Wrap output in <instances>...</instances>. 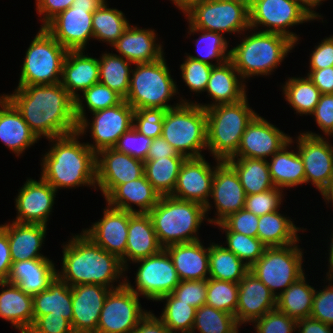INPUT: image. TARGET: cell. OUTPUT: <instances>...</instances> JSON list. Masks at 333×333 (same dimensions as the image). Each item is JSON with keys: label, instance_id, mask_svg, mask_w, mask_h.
Instances as JSON below:
<instances>
[{"label": "cell", "instance_id": "1", "mask_svg": "<svg viewBox=\"0 0 333 333\" xmlns=\"http://www.w3.org/2000/svg\"><path fill=\"white\" fill-rule=\"evenodd\" d=\"M20 112L38 139H53L77 131L75 100L61 82L18 86L4 95Z\"/></svg>", "mask_w": 333, "mask_h": 333}, {"label": "cell", "instance_id": "2", "mask_svg": "<svg viewBox=\"0 0 333 333\" xmlns=\"http://www.w3.org/2000/svg\"><path fill=\"white\" fill-rule=\"evenodd\" d=\"M62 245V270L57 271V277L70 287L100 284L114 290L125 285L122 273L126 270L121 260L96 245L83 232L75 234L67 244ZM119 277L124 278L123 281L119 280L118 285L114 286L113 283L117 282Z\"/></svg>", "mask_w": 333, "mask_h": 333}, {"label": "cell", "instance_id": "3", "mask_svg": "<svg viewBox=\"0 0 333 333\" xmlns=\"http://www.w3.org/2000/svg\"><path fill=\"white\" fill-rule=\"evenodd\" d=\"M79 136L75 131L48 139L53 146L43 156L41 178L56 191L82 185L96 190V154Z\"/></svg>", "mask_w": 333, "mask_h": 333}, {"label": "cell", "instance_id": "4", "mask_svg": "<svg viewBox=\"0 0 333 333\" xmlns=\"http://www.w3.org/2000/svg\"><path fill=\"white\" fill-rule=\"evenodd\" d=\"M159 244L165 248L172 244L199 241L198 230L207 219L205 206L170 196H160L148 212Z\"/></svg>", "mask_w": 333, "mask_h": 333}, {"label": "cell", "instance_id": "5", "mask_svg": "<svg viewBox=\"0 0 333 333\" xmlns=\"http://www.w3.org/2000/svg\"><path fill=\"white\" fill-rule=\"evenodd\" d=\"M230 49V61L243 81L253 76L270 75L295 47L287 36L255 31Z\"/></svg>", "mask_w": 333, "mask_h": 333}, {"label": "cell", "instance_id": "6", "mask_svg": "<svg viewBox=\"0 0 333 333\" xmlns=\"http://www.w3.org/2000/svg\"><path fill=\"white\" fill-rule=\"evenodd\" d=\"M247 99L206 109L207 149L215 160L227 161L237 153L247 125L257 115Z\"/></svg>", "mask_w": 333, "mask_h": 333}, {"label": "cell", "instance_id": "7", "mask_svg": "<svg viewBox=\"0 0 333 333\" xmlns=\"http://www.w3.org/2000/svg\"><path fill=\"white\" fill-rule=\"evenodd\" d=\"M164 56L150 63H137L131 71L130 87L125 101L134 109H165L176 107L189 100L180 99L175 105L168 101L177 94L176 82L171 77Z\"/></svg>", "mask_w": 333, "mask_h": 333}, {"label": "cell", "instance_id": "8", "mask_svg": "<svg viewBox=\"0 0 333 333\" xmlns=\"http://www.w3.org/2000/svg\"><path fill=\"white\" fill-rule=\"evenodd\" d=\"M161 136L186 158L203 157L207 149L206 109L196 102H182L166 111Z\"/></svg>", "mask_w": 333, "mask_h": 333}, {"label": "cell", "instance_id": "9", "mask_svg": "<svg viewBox=\"0 0 333 333\" xmlns=\"http://www.w3.org/2000/svg\"><path fill=\"white\" fill-rule=\"evenodd\" d=\"M67 52L66 48L41 27L26 50L18 86L61 82Z\"/></svg>", "mask_w": 333, "mask_h": 333}, {"label": "cell", "instance_id": "10", "mask_svg": "<svg viewBox=\"0 0 333 333\" xmlns=\"http://www.w3.org/2000/svg\"><path fill=\"white\" fill-rule=\"evenodd\" d=\"M299 241L284 247H267L249 268L276 298L304 275L303 250L298 247ZM277 290L281 291L277 293Z\"/></svg>", "mask_w": 333, "mask_h": 333}, {"label": "cell", "instance_id": "11", "mask_svg": "<svg viewBox=\"0 0 333 333\" xmlns=\"http://www.w3.org/2000/svg\"><path fill=\"white\" fill-rule=\"evenodd\" d=\"M183 14L198 30L241 35L250 29L249 6L238 0H204Z\"/></svg>", "mask_w": 333, "mask_h": 333}, {"label": "cell", "instance_id": "12", "mask_svg": "<svg viewBox=\"0 0 333 333\" xmlns=\"http://www.w3.org/2000/svg\"><path fill=\"white\" fill-rule=\"evenodd\" d=\"M316 18L296 0H252L249 6L250 31L263 25L261 32L287 36L295 44L299 36L290 32V26L299 25ZM256 27V29H255ZM269 27V28H268Z\"/></svg>", "mask_w": 333, "mask_h": 333}, {"label": "cell", "instance_id": "13", "mask_svg": "<svg viewBox=\"0 0 333 333\" xmlns=\"http://www.w3.org/2000/svg\"><path fill=\"white\" fill-rule=\"evenodd\" d=\"M134 263L140 264L135 273L136 288L128 279H125V285L139 297L143 295L158 302L161 297L171 294L180 282L172 259L164 248Z\"/></svg>", "mask_w": 333, "mask_h": 333}, {"label": "cell", "instance_id": "14", "mask_svg": "<svg viewBox=\"0 0 333 333\" xmlns=\"http://www.w3.org/2000/svg\"><path fill=\"white\" fill-rule=\"evenodd\" d=\"M134 109L123 100L120 104L93 112L92 123L87 118L77 124L80 137L86 134L90 125L93 144L86 143L97 154L99 151L114 148L119 138L133 127ZM95 143V144H94Z\"/></svg>", "mask_w": 333, "mask_h": 333}, {"label": "cell", "instance_id": "15", "mask_svg": "<svg viewBox=\"0 0 333 333\" xmlns=\"http://www.w3.org/2000/svg\"><path fill=\"white\" fill-rule=\"evenodd\" d=\"M139 300L126 285L111 290L100 312L96 333H134L149 312L142 309Z\"/></svg>", "mask_w": 333, "mask_h": 333}, {"label": "cell", "instance_id": "16", "mask_svg": "<svg viewBox=\"0 0 333 333\" xmlns=\"http://www.w3.org/2000/svg\"><path fill=\"white\" fill-rule=\"evenodd\" d=\"M323 136L313 133H300L297 137V150L305 171V183H312L322 193L333 179V145Z\"/></svg>", "mask_w": 333, "mask_h": 333}, {"label": "cell", "instance_id": "17", "mask_svg": "<svg viewBox=\"0 0 333 333\" xmlns=\"http://www.w3.org/2000/svg\"><path fill=\"white\" fill-rule=\"evenodd\" d=\"M144 161L114 148L96 154V185L106 198L118 185L140 178Z\"/></svg>", "mask_w": 333, "mask_h": 333}, {"label": "cell", "instance_id": "18", "mask_svg": "<svg viewBox=\"0 0 333 333\" xmlns=\"http://www.w3.org/2000/svg\"><path fill=\"white\" fill-rule=\"evenodd\" d=\"M203 157L186 158L182 163L172 197L194 201L205 206L207 214L211 210V197L215 167Z\"/></svg>", "mask_w": 333, "mask_h": 333}, {"label": "cell", "instance_id": "19", "mask_svg": "<svg viewBox=\"0 0 333 333\" xmlns=\"http://www.w3.org/2000/svg\"><path fill=\"white\" fill-rule=\"evenodd\" d=\"M90 8H68L51 19L44 28L67 50H84L93 39Z\"/></svg>", "mask_w": 333, "mask_h": 333}, {"label": "cell", "instance_id": "20", "mask_svg": "<svg viewBox=\"0 0 333 333\" xmlns=\"http://www.w3.org/2000/svg\"><path fill=\"white\" fill-rule=\"evenodd\" d=\"M291 140L275 125L257 114L247 125L237 153L233 157L257 158L267 160L280 151Z\"/></svg>", "mask_w": 333, "mask_h": 333}, {"label": "cell", "instance_id": "21", "mask_svg": "<svg viewBox=\"0 0 333 333\" xmlns=\"http://www.w3.org/2000/svg\"><path fill=\"white\" fill-rule=\"evenodd\" d=\"M40 180L28 179L15 198L17 217L13 222L21 224H40L47 226L52 214L57 191L41 177Z\"/></svg>", "mask_w": 333, "mask_h": 333}, {"label": "cell", "instance_id": "22", "mask_svg": "<svg viewBox=\"0 0 333 333\" xmlns=\"http://www.w3.org/2000/svg\"><path fill=\"white\" fill-rule=\"evenodd\" d=\"M216 164L210 198L214 200L217 217L207 219L210 224L214 223V225L220 223L228 215L243 209L246 197L234 168L227 161L216 159Z\"/></svg>", "mask_w": 333, "mask_h": 333}, {"label": "cell", "instance_id": "23", "mask_svg": "<svg viewBox=\"0 0 333 333\" xmlns=\"http://www.w3.org/2000/svg\"><path fill=\"white\" fill-rule=\"evenodd\" d=\"M103 218L82 232L96 245L116 255L125 268V250L128 237L129 212L112 207L103 209Z\"/></svg>", "mask_w": 333, "mask_h": 333}, {"label": "cell", "instance_id": "24", "mask_svg": "<svg viewBox=\"0 0 333 333\" xmlns=\"http://www.w3.org/2000/svg\"><path fill=\"white\" fill-rule=\"evenodd\" d=\"M110 288L100 284H79L71 287L74 333H96L100 312Z\"/></svg>", "mask_w": 333, "mask_h": 333}, {"label": "cell", "instance_id": "25", "mask_svg": "<svg viewBox=\"0 0 333 333\" xmlns=\"http://www.w3.org/2000/svg\"><path fill=\"white\" fill-rule=\"evenodd\" d=\"M238 304L235 318L241 326L253 323L266 313L276 309V297L250 270L238 283Z\"/></svg>", "mask_w": 333, "mask_h": 333}, {"label": "cell", "instance_id": "26", "mask_svg": "<svg viewBox=\"0 0 333 333\" xmlns=\"http://www.w3.org/2000/svg\"><path fill=\"white\" fill-rule=\"evenodd\" d=\"M156 38L154 29H142L130 24L111 47L132 64L150 63L164 56L162 45L156 44Z\"/></svg>", "mask_w": 333, "mask_h": 333}, {"label": "cell", "instance_id": "27", "mask_svg": "<svg viewBox=\"0 0 333 333\" xmlns=\"http://www.w3.org/2000/svg\"><path fill=\"white\" fill-rule=\"evenodd\" d=\"M84 50H68L63 62L61 77L62 86L76 100L96 83H99V60L85 55Z\"/></svg>", "mask_w": 333, "mask_h": 333}, {"label": "cell", "instance_id": "28", "mask_svg": "<svg viewBox=\"0 0 333 333\" xmlns=\"http://www.w3.org/2000/svg\"><path fill=\"white\" fill-rule=\"evenodd\" d=\"M57 277V269L49 258L13 262L7 282L16 284L34 296L46 290Z\"/></svg>", "mask_w": 333, "mask_h": 333}, {"label": "cell", "instance_id": "29", "mask_svg": "<svg viewBox=\"0 0 333 333\" xmlns=\"http://www.w3.org/2000/svg\"><path fill=\"white\" fill-rule=\"evenodd\" d=\"M243 82L230 60L224 64L213 66L205 89L213 103L203 105L197 102L196 104L207 109L219 104L236 103L247 96L246 84Z\"/></svg>", "mask_w": 333, "mask_h": 333}, {"label": "cell", "instance_id": "30", "mask_svg": "<svg viewBox=\"0 0 333 333\" xmlns=\"http://www.w3.org/2000/svg\"><path fill=\"white\" fill-rule=\"evenodd\" d=\"M0 140L16 156L39 141L20 112L4 95H0Z\"/></svg>", "mask_w": 333, "mask_h": 333}, {"label": "cell", "instance_id": "31", "mask_svg": "<svg viewBox=\"0 0 333 333\" xmlns=\"http://www.w3.org/2000/svg\"><path fill=\"white\" fill-rule=\"evenodd\" d=\"M164 249L170 255L180 281L209 278V247L205 248L200 240L172 244Z\"/></svg>", "mask_w": 333, "mask_h": 333}, {"label": "cell", "instance_id": "32", "mask_svg": "<svg viewBox=\"0 0 333 333\" xmlns=\"http://www.w3.org/2000/svg\"><path fill=\"white\" fill-rule=\"evenodd\" d=\"M160 195L143 174L140 178L118 185L105 199L109 207L132 213H148ZM132 204L139 207L135 210Z\"/></svg>", "mask_w": 333, "mask_h": 333}, {"label": "cell", "instance_id": "33", "mask_svg": "<svg viewBox=\"0 0 333 333\" xmlns=\"http://www.w3.org/2000/svg\"><path fill=\"white\" fill-rule=\"evenodd\" d=\"M163 247L159 244L151 217L148 213L129 212L128 237L125 250V270L127 261L137 260L159 253Z\"/></svg>", "mask_w": 333, "mask_h": 333}, {"label": "cell", "instance_id": "34", "mask_svg": "<svg viewBox=\"0 0 333 333\" xmlns=\"http://www.w3.org/2000/svg\"><path fill=\"white\" fill-rule=\"evenodd\" d=\"M0 226L7 233L12 263L36 258H48L40 253L47 234V226L21 224L13 221Z\"/></svg>", "mask_w": 333, "mask_h": 333}, {"label": "cell", "instance_id": "35", "mask_svg": "<svg viewBox=\"0 0 333 333\" xmlns=\"http://www.w3.org/2000/svg\"><path fill=\"white\" fill-rule=\"evenodd\" d=\"M0 287V317L21 333H27L34 323L33 296L7 281L0 282Z\"/></svg>", "mask_w": 333, "mask_h": 333}, {"label": "cell", "instance_id": "36", "mask_svg": "<svg viewBox=\"0 0 333 333\" xmlns=\"http://www.w3.org/2000/svg\"><path fill=\"white\" fill-rule=\"evenodd\" d=\"M292 142L294 141L291 137L290 142L268 161L271 179L276 188H293L305 184L304 165L298 151H288Z\"/></svg>", "mask_w": 333, "mask_h": 333}, {"label": "cell", "instance_id": "37", "mask_svg": "<svg viewBox=\"0 0 333 333\" xmlns=\"http://www.w3.org/2000/svg\"><path fill=\"white\" fill-rule=\"evenodd\" d=\"M51 315L63 316L72 321L71 287L58 277L41 293L33 296L34 321L39 317Z\"/></svg>", "mask_w": 333, "mask_h": 333}, {"label": "cell", "instance_id": "38", "mask_svg": "<svg viewBox=\"0 0 333 333\" xmlns=\"http://www.w3.org/2000/svg\"><path fill=\"white\" fill-rule=\"evenodd\" d=\"M227 162L236 171L246 195L275 188L271 179L268 160L232 157Z\"/></svg>", "mask_w": 333, "mask_h": 333}, {"label": "cell", "instance_id": "39", "mask_svg": "<svg viewBox=\"0 0 333 333\" xmlns=\"http://www.w3.org/2000/svg\"><path fill=\"white\" fill-rule=\"evenodd\" d=\"M292 219L278 211L259 216L257 237L267 247H284L299 240L298 232Z\"/></svg>", "mask_w": 333, "mask_h": 333}, {"label": "cell", "instance_id": "40", "mask_svg": "<svg viewBox=\"0 0 333 333\" xmlns=\"http://www.w3.org/2000/svg\"><path fill=\"white\" fill-rule=\"evenodd\" d=\"M314 294L304 274L276 298V309L295 320L310 317Z\"/></svg>", "mask_w": 333, "mask_h": 333}, {"label": "cell", "instance_id": "41", "mask_svg": "<svg viewBox=\"0 0 333 333\" xmlns=\"http://www.w3.org/2000/svg\"><path fill=\"white\" fill-rule=\"evenodd\" d=\"M185 156H170L144 161V175L160 196H170Z\"/></svg>", "mask_w": 333, "mask_h": 333}, {"label": "cell", "instance_id": "42", "mask_svg": "<svg viewBox=\"0 0 333 333\" xmlns=\"http://www.w3.org/2000/svg\"><path fill=\"white\" fill-rule=\"evenodd\" d=\"M209 246V278L239 283L249 271V267L223 245Z\"/></svg>", "mask_w": 333, "mask_h": 333}, {"label": "cell", "instance_id": "43", "mask_svg": "<svg viewBox=\"0 0 333 333\" xmlns=\"http://www.w3.org/2000/svg\"><path fill=\"white\" fill-rule=\"evenodd\" d=\"M99 60V83L108 86L124 100L130 87L131 62L120 55L103 53Z\"/></svg>", "mask_w": 333, "mask_h": 333}, {"label": "cell", "instance_id": "44", "mask_svg": "<svg viewBox=\"0 0 333 333\" xmlns=\"http://www.w3.org/2000/svg\"><path fill=\"white\" fill-rule=\"evenodd\" d=\"M130 25L125 14L114 8H109L105 1L92 17L93 39L113 45Z\"/></svg>", "mask_w": 333, "mask_h": 333}, {"label": "cell", "instance_id": "45", "mask_svg": "<svg viewBox=\"0 0 333 333\" xmlns=\"http://www.w3.org/2000/svg\"><path fill=\"white\" fill-rule=\"evenodd\" d=\"M282 89L287 103L301 116L311 115L322 95L308 76L289 77Z\"/></svg>", "mask_w": 333, "mask_h": 333}, {"label": "cell", "instance_id": "46", "mask_svg": "<svg viewBox=\"0 0 333 333\" xmlns=\"http://www.w3.org/2000/svg\"><path fill=\"white\" fill-rule=\"evenodd\" d=\"M189 35L192 33H201L200 37L196 39V51L198 56L187 55V57L207 63L209 65L217 66L224 64L230 59V50L228 49V42L224 34L198 30L189 24ZM215 59L217 64L211 63L210 60Z\"/></svg>", "mask_w": 333, "mask_h": 333}, {"label": "cell", "instance_id": "47", "mask_svg": "<svg viewBox=\"0 0 333 333\" xmlns=\"http://www.w3.org/2000/svg\"><path fill=\"white\" fill-rule=\"evenodd\" d=\"M164 300L165 307L158 318L173 333H191L196 308L181 302L172 293L161 297L158 301Z\"/></svg>", "mask_w": 333, "mask_h": 333}, {"label": "cell", "instance_id": "48", "mask_svg": "<svg viewBox=\"0 0 333 333\" xmlns=\"http://www.w3.org/2000/svg\"><path fill=\"white\" fill-rule=\"evenodd\" d=\"M239 327L234 315L205 304L196 309L191 333H239Z\"/></svg>", "mask_w": 333, "mask_h": 333}, {"label": "cell", "instance_id": "49", "mask_svg": "<svg viewBox=\"0 0 333 333\" xmlns=\"http://www.w3.org/2000/svg\"><path fill=\"white\" fill-rule=\"evenodd\" d=\"M81 97L82 96H79L75 100V117L77 124L82 119L86 118V110L84 108L85 104L82 103L83 101L86 103L87 109L93 113L106 108L114 107L124 100L118 93L101 83H96L86 89L83 92L84 100H82Z\"/></svg>", "mask_w": 333, "mask_h": 333}, {"label": "cell", "instance_id": "50", "mask_svg": "<svg viewBox=\"0 0 333 333\" xmlns=\"http://www.w3.org/2000/svg\"><path fill=\"white\" fill-rule=\"evenodd\" d=\"M238 291V283L208 278L205 304L235 316Z\"/></svg>", "mask_w": 333, "mask_h": 333}, {"label": "cell", "instance_id": "51", "mask_svg": "<svg viewBox=\"0 0 333 333\" xmlns=\"http://www.w3.org/2000/svg\"><path fill=\"white\" fill-rule=\"evenodd\" d=\"M226 244L249 268L263 255L267 246L258 238L238 232H225Z\"/></svg>", "mask_w": 333, "mask_h": 333}, {"label": "cell", "instance_id": "52", "mask_svg": "<svg viewBox=\"0 0 333 333\" xmlns=\"http://www.w3.org/2000/svg\"><path fill=\"white\" fill-rule=\"evenodd\" d=\"M213 65L189 58L186 56L180 65L181 75L186 86L193 92H205Z\"/></svg>", "mask_w": 333, "mask_h": 333}, {"label": "cell", "instance_id": "53", "mask_svg": "<svg viewBox=\"0 0 333 333\" xmlns=\"http://www.w3.org/2000/svg\"><path fill=\"white\" fill-rule=\"evenodd\" d=\"M166 111L165 109L151 108L137 109L133 115V127L151 139L160 137Z\"/></svg>", "mask_w": 333, "mask_h": 333}, {"label": "cell", "instance_id": "54", "mask_svg": "<svg viewBox=\"0 0 333 333\" xmlns=\"http://www.w3.org/2000/svg\"><path fill=\"white\" fill-rule=\"evenodd\" d=\"M283 189L273 188L257 194L246 195L244 208L257 216L278 211L283 199Z\"/></svg>", "mask_w": 333, "mask_h": 333}, {"label": "cell", "instance_id": "55", "mask_svg": "<svg viewBox=\"0 0 333 333\" xmlns=\"http://www.w3.org/2000/svg\"><path fill=\"white\" fill-rule=\"evenodd\" d=\"M259 216L247 211L245 208L228 215L216 224L223 232H238L250 237H257Z\"/></svg>", "mask_w": 333, "mask_h": 333}, {"label": "cell", "instance_id": "56", "mask_svg": "<svg viewBox=\"0 0 333 333\" xmlns=\"http://www.w3.org/2000/svg\"><path fill=\"white\" fill-rule=\"evenodd\" d=\"M253 324L256 333H293V330H297V320L277 309L266 313Z\"/></svg>", "mask_w": 333, "mask_h": 333}, {"label": "cell", "instance_id": "57", "mask_svg": "<svg viewBox=\"0 0 333 333\" xmlns=\"http://www.w3.org/2000/svg\"><path fill=\"white\" fill-rule=\"evenodd\" d=\"M152 139L139 133L134 127L125 132L114 149L134 158L146 161Z\"/></svg>", "mask_w": 333, "mask_h": 333}, {"label": "cell", "instance_id": "58", "mask_svg": "<svg viewBox=\"0 0 333 333\" xmlns=\"http://www.w3.org/2000/svg\"><path fill=\"white\" fill-rule=\"evenodd\" d=\"M208 279L182 280L173 290L172 294L181 302L188 303L196 309L205 305Z\"/></svg>", "mask_w": 333, "mask_h": 333}, {"label": "cell", "instance_id": "59", "mask_svg": "<svg viewBox=\"0 0 333 333\" xmlns=\"http://www.w3.org/2000/svg\"><path fill=\"white\" fill-rule=\"evenodd\" d=\"M329 285L315 290L310 317L333 326V278L327 277Z\"/></svg>", "mask_w": 333, "mask_h": 333}, {"label": "cell", "instance_id": "60", "mask_svg": "<svg viewBox=\"0 0 333 333\" xmlns=\"http://www.w3.org/2000/svg\"><path fill=\"white\" fill-rule=\"evenodd\" d=\"M27 333H74L71 322L51 313L39 316Z\"/></svg>", "mask_w": 333, "mask_h": 333}, {"label": "cell", "instance_id": "61", "mask_svg": "<svg viewBox=\"0 0 333 333\" xmlns=\"http://www.w3.org/2000/svg\"><path fill=\"white\" fill-rule=\"evenodd\" d=\"M325 136L333 134V94H322L311 114Z\"/></svg>", "mask_w": 333, "mask_h": 333}, {"label": "cell", "instance_id": "62", "mask_svg": "<svg viewBox=\"0 0 333 333\" xmlns=\"http://www.w3.org/2000/svg\"><path fill=\"white\" fill-rule=\"evenodd\" d=\"M309 69H324L333 66V35L324 38L315 46L309 59Z\"/></svg>", "mask_w": 333, "mask_h": 333}, {"label": "cell", "instance_id": "63", "mask_svg": "<svg viewBox=\"0 0 333 333\" xmlns=\"http://www.w3.org/2000/svg\"><path fill=\"white\" fill-rule=\"evenodd\" d=\"M36 10L42 15V25L44 27L51 19L62 11L71 7L74 0H35Z\"/></svg>", "mask_w": 333, "mask_h": 333}, {"label": "cell", "instance_id": "64", "mask_svg": "<svg viewBox=\"0 0 333 333\" xmlns=\"http://www.w3.org/2000/svg\"><path fill=\"white\" fill-rule=\"evenodd\" d=\"M307 76L322 94H333V66L310 69Z\"/></svg>", "mask_w": 333, "mask_h": 333}, {"label": "cell", "instance_id": "65", "mask_svg": "<svg viewBox=\"0 0 333 333\" xmlns=\"http://www.w3.org/2000/svg\"><path fill=\"white\" fill-rule=\"evenodd\" d=\"M12 267L6 231L0 226V282L7 281Z\"/></svg>", "mask_w": 333, "mask_h": 333}, {"label": "cell", "instance_id": "66", "mask_svg": "<svg viewBox=\"0 0 333 333\" xmlns=\"http://www.w3.org/2000/svg\"><path fill=\"white\" fill-rule=\"evenodd\" d=\"M170 156H184L179 154L162 136L152 139L146 160H156Z\"/></svg>", "mask_w": 333, "mask_h": 333}, {"label": "cell", "instance_id": "67", "mask_svg": "<svg viewBox=\"0 0 333 333\" xmlns=\"http://www.w3.org/2000/svg\"><path fill=\"white\" fill-rule=\"evenodd\" d=\"M134 333H173L171 332L163 322L157 318L152 312H148L147 315L139 322Z\"/></svg>", "mask_w": 333, "mask_h": 333}, {"label": "cell", "instance_id": "68", "mask_svg": "<svg viewBox=\"0 0 333 333\" xmlns=\"http://www.w3.org/2000/svg\"><path fill=\"white\" fill-rule=\"evenodd\" d=\"M331 327L311 317L297 320V329L300 333H333Z\"/></svg>", "mask_w": 333, "mask_h": 333}, {"label": "cell", "instance_id": "69", "mask_svg": "<svg viewBox=\"0 0 333 333\" xmlns=\"http://www.w3.org/2000/svg\"><path fill=\"white\" fill-rule=\"evenodd\" d=\"M106 0H74L71 8H90L97 10Z\"/></svg>", "mask_w": 333, "mask_h": 333}, {"label": "cell", "instance_id": "70", "mask_svg": "<svg viewBox=\"0 0 333 333\" xmlns=\"http://www.w3.org/2000/svg\"><path fill=\"white\" fill-rule=\"evenodd\" d=\"M298 1L304 8H306L315 18L319 19L322 18L319 13H316L314 9L318 6L321 5L322 1L324 0H296Z\"/></svg>", "mask_w": 333, "mask_h": 333}, {"label": "cell", "instance_id": "71", "mask_svg": "<svg viewBox=\"0 0 333 333\" xmlns=\"http://www.w3.org/2000/svg\"><path fill=\"white\" fill-rule=\"evenodd\" d=\"M173 4L176 5L179 10L184 13L186 12L193 4H196L198 2H202L204 0H171Z\"/></svg>", "mask_w": 333, "mask_h": 333}, {"label": "cell", "instance_id": "72", "mask_svg": "<svg viewBox=\"0 0 333 333\" xmlns=\"http://www.w3.org/2000/svg\"><path fill=\"white\" fill-rule=\"evenodd\" d=\"M331 235H332V237H331V243H330V248H329V250L328 251H330L329 252V261H328V263H329V270H328V272L326 273V277H329V278H333V233H331Z\"/></svg>", "mask_w": 333, "mask_h": 333}, {"label": "cell", "instance_id": "73", "mask_svg": "<svg viewBox=\"0 0 333 333\" xmlns=\"http://www.w3.org/2000/svg\"><path fill=\"white\" fill-rule=\"evenodd\" d=\"M322 198H324L325 202L332 203L333 205V179L329 187L322 193Z\"/></svg>", "mask_w": 333, "mask_h": 333}, {"label": "cell", "instance_id": "74", "mask_svg": "<svg viewBox=\"0 0 333 333\" xmlns=\"http://www.w3.org/2000/svg\"><path fill=\"white\" fill-rule=\"evenodd\" d=\"M238 1H241V2H243L245 4H247L248 6H250V4L252 2V0H238Z\"/></svg>", "mask_w": 333, "mask_h": 333}]
</instances>
